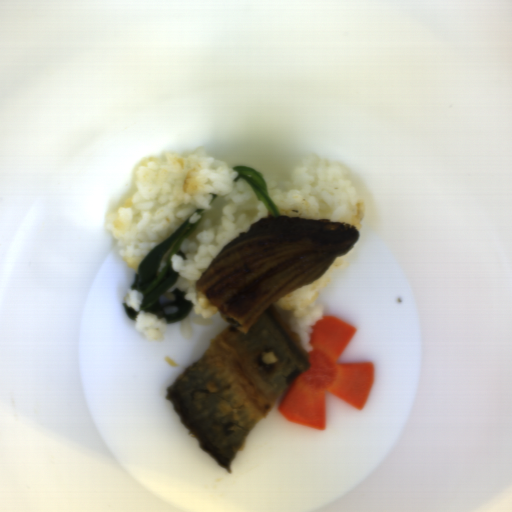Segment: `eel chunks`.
<instances>
[{"mask_svg":"<svg viewBox=\"0 0 512 512\" xmlns=\"http://www.w3.org/2000/svg\"><path fill=\"white\" fill-rule=\"evenodd\" d=\"M326 219L265 217L227 243L195 287L228 325L167 389L178 419L216 465L231 463L311 357L274 304L315 282L359 240ZM272 352L279 359L264 365Z\"/></svg>","mask_w":512,"mask_h":512,"instance_id":"eel-chunks-1","label":"eel chunks"}]
</instances>
